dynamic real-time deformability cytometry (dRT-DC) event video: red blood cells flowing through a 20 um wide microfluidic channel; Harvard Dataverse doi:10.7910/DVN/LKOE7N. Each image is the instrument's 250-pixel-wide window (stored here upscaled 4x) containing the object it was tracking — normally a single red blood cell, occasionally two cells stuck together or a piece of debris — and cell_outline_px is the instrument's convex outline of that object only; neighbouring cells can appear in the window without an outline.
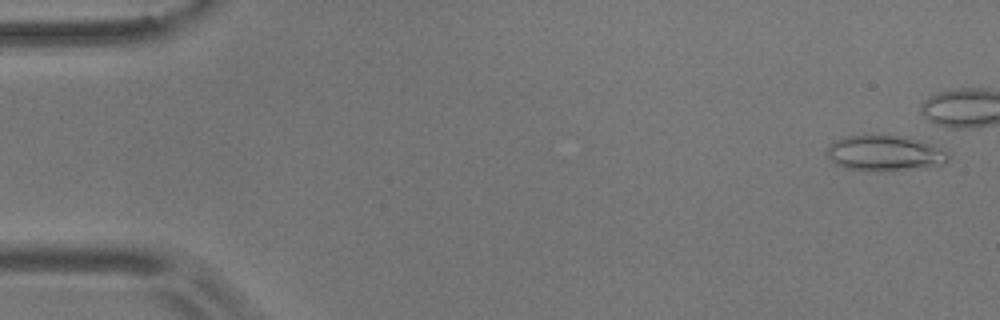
{"species": "common noctule bat (a hibernating species)", "species_latin": "Nyctalus noctula", "temperature_condition": "room temperature", "stored_images_in_passage": 43, "camera_frame_rate_fps": 3000, "um_per_image_px": 0.085, "animal": {"sex": "male", "body_mass_g": 17.9}, "frame": {"image": 1, "passage_image": 2, "time_ms": 0.333, "image_size_px": [1000, 320], "cell_outline_px": [[948, 160], [944, 164], [936, 168], [892, 172], [848, 168], [836, 164], [824, 152], [828, 144], [844, 136], [872, 132], [920, 140], [948, 152]], "centroid_in_image_um": [75.21, 13.01], "position_along_channel_um": 9.8, "area_um2": 26.18}}
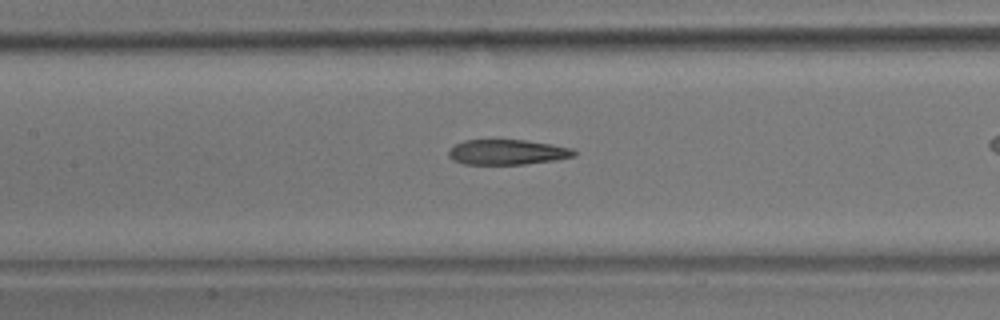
{"frame": {"image": 2, "passage_image": 25, "time_ms": 8.0, "image_size_px": [1000, 320], "cell_outline_px": [[576, 156], [556, 160], [524, 164], [464, 164], [452, 160], [448, 156], [448, 148], [464, 140], [524, 140], [552, 144], [572, 148], [576, 152]], "centroid_in_image_um": [43.11, 12.93], "position_along_channel_um": 164.3, "area_um2": 18.5}}
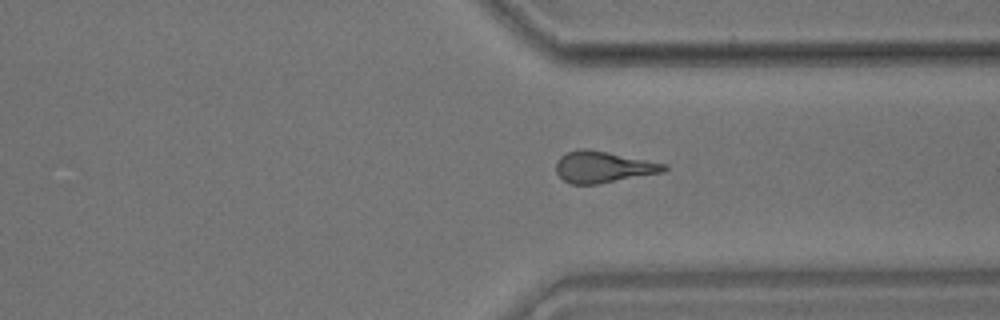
{"frame": {"image": 3, "passage_image": 41, "time_ms": 13.333, "image_size_px": [1000, 320], "cell_outline_px": [[668, 168], [664, 172], [600, 184], [572, 184], [564, 180], [556, 172], [556, 160], [564, 152], [580, 148], [588, 148], [668, 164]], "centroid_in_image_um": [51.26, 14.18], "position_along_channel_um": 360.1, "area_um2": 20.06}}